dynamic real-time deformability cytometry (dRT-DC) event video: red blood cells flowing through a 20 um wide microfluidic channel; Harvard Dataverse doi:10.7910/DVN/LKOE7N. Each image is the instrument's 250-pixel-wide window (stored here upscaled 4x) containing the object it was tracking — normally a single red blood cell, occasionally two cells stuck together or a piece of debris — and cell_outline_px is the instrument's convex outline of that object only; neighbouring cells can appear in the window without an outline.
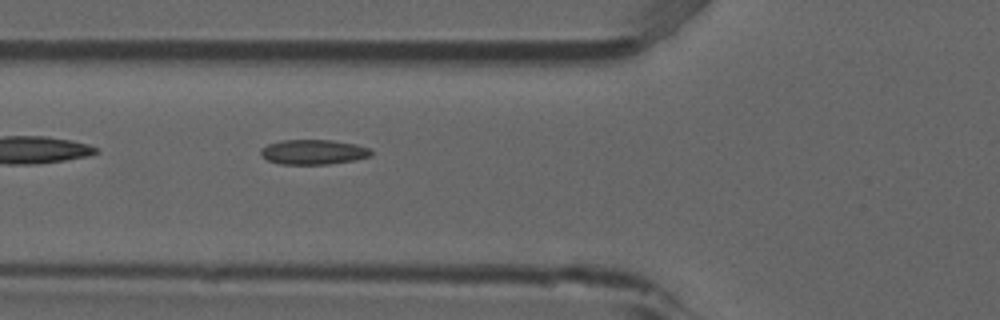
{"species": "common noctule bat (a hibernating species)", "species_latin": "Nyctalus noctula", "temperature_condition": "room temperature", "stored_images_in_passage": 4, "camera_frame_rate_fps": 3000, "um_per_image_px": 0.085, "animal": {"sex": "male", "forearm_length_mm": 52.5}, "frame": {"image": 1, "passage_image": 4, "time_ms": 1.0, "image_size_px": [1000, 320], "cell_outline_px": [[372, 156], [356, 160], [328, 164], [280, 164], [268, 160], [260, 152], [260, 148], [268, 144], [280, 140], [332, 140], [356, 144], [368, 148], [372, 152]], "centroid_in_image_um": [26.65, 12.92], "position_along_channel_um": 99.1, "area_um2": 16.01}}